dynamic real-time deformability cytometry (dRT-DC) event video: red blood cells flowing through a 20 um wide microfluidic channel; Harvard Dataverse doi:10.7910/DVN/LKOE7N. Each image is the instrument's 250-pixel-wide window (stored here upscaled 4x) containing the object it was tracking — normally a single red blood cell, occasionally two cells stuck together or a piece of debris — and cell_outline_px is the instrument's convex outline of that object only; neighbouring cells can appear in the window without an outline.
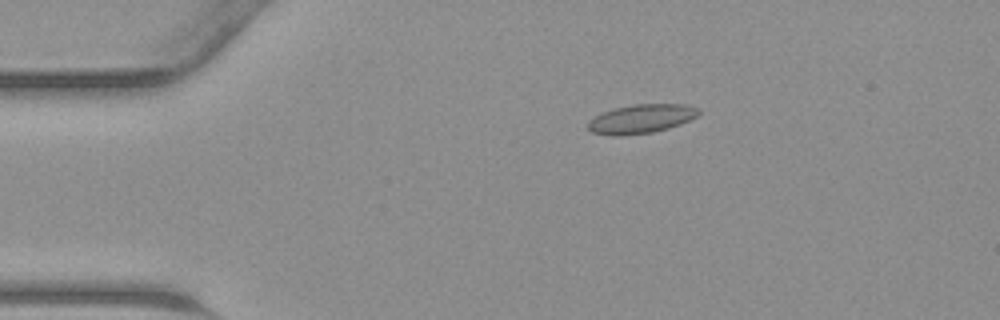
{"species": "common noctule bat (a hibernating species)", "species_latin": "Nyctalus noctula", "temperature_condition": "warm", "stored_images_in_passage": 15, "camera_frame_rate_fps": 3000, "um_per_image_px": 0.085, "animal": {"sex": "male", "body_mass_g": 23.1, "forearm_length_mm": 52.7}, "frame": {"image": 1, "passage_image": 9, "time_ms": 2.667, "image_size_px": [1000, 320], "cell_outline_px": [[700, 112], [696, 116], [680, 124], [668, 128], [652, 132], [620, 136], [612, 136], [592, 132], [588, 128], [588, 120], [604, 112], [616, 108], [632, 104], [684, 104], [700, 108]], "centroid_in_image_um": [54.5, 10.1], "position_along_channel_um": 30.5, "area_um2": 18.55}}